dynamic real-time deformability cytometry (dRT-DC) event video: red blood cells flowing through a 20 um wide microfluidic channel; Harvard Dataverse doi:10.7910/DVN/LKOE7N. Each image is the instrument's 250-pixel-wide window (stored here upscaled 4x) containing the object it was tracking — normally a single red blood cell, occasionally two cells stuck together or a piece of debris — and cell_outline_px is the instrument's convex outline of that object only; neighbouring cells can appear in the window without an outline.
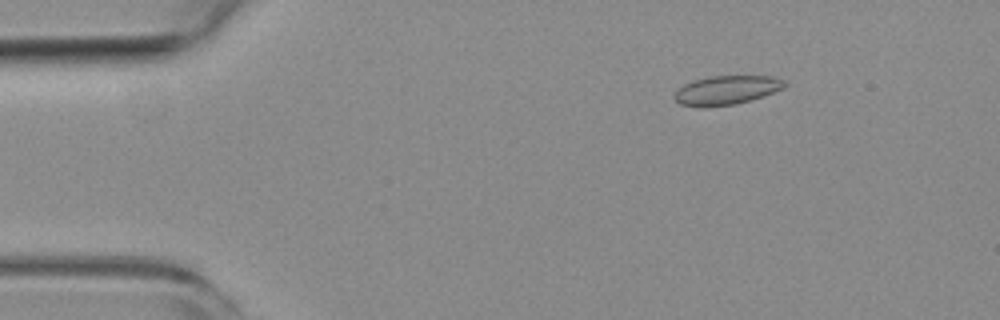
{"species": "common noctule bat (a hibernating species)", "species_latin": "Nyctalus noctula", "temperature_condition": "room temperature", "stored_images_in_passage": 54, "camera_frame_rate_fps": 3000, "um_per_image_px": 0.085, "animal": {"sex": "female", "body_mass_g": 19.3, "forearm_length_mm": 54.1}, "frame": {"image": 1, "passage_image": 8, "time_ms": 2.333, "image_size_px": [1000, 320], "cell_outline_px": [[788, 84], [784, 88], [736, 104], [704, 108], [700, 108], [680, 104], [672, 96], [684, 84], [692, 80], [708, 76], [772, 76], [784, 80]], "centroid_in_image_um": [61.71, 7.66], "position_along_channel_um": 23.3, "area_um2": 18.67}}
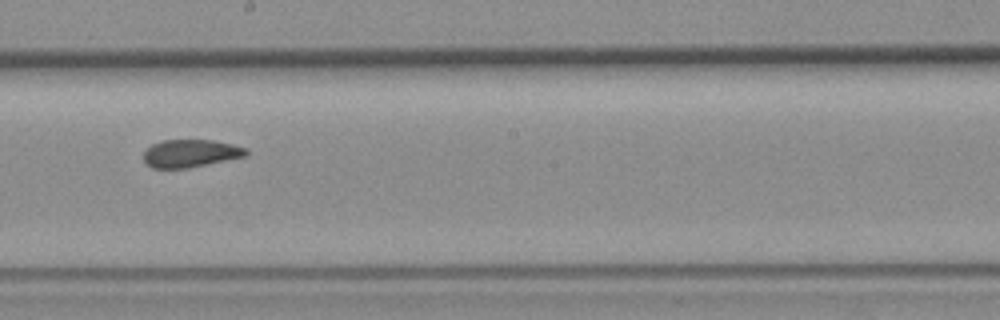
{"frame": {"image": 2, "passage_image": 30, "time_ms": 9.667, "image_size_px": [1000, 320], "cell_outline_px": [[248, 152], [244, 156], [188, 168], [152, 168], [144, 160], [144, 152], [152, 144], [160, 140], [212, 140], [232, 144], [248, 148]], "centroid_in_image_um": [16.18, 13.02], "position_along_channel_um": 232.0, "area_um2": 16.42}}
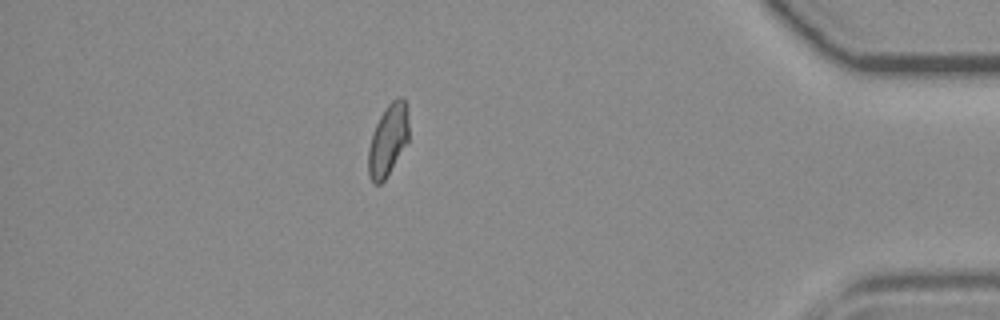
{"frame": {"image": 3, "passage_image": 47, "time_ms": 15.333, "image_size_px": [1000, 320], "cell_outline_px": [[408, 140], [384, 180], [380, 184], [372, 184], [368, 176], [368, 148], [372, 132], [380, 116], [388, 104], [396, 96], [404, 96], [408, 104]], "centroid_in_image_um": [32.98, 11.85], "position_along_channel_um": 402.2, "area_um2": 17.05}, "authors_computed_cell_mechanics": {"area_um2": 17.5712, "velocity_mm_per_s": 3.8319, "shape_relaxation_time_tau1_ms": null, "shape_relaxation_time_tau2_ms": 1.2419, "deformation_change_tau1": null, "deformation_change_tau2": 0.0669}}